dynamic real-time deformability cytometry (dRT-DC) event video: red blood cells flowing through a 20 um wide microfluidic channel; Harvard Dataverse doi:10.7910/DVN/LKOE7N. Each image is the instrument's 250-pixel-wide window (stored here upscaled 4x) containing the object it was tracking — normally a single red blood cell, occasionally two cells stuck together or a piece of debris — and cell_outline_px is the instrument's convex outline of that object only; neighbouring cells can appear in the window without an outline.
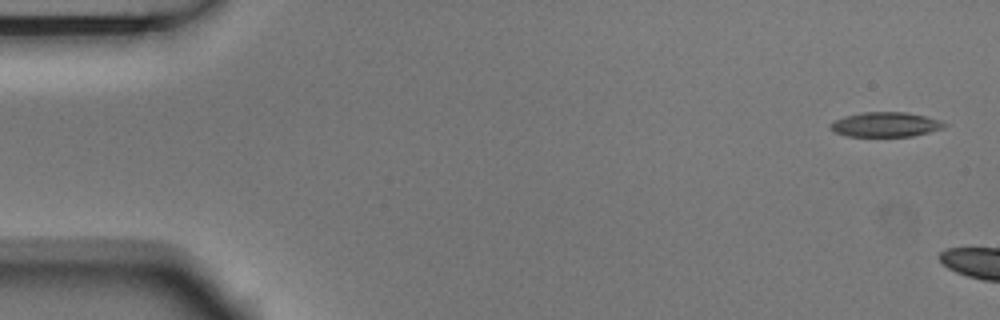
{"species": "Egyptian fruit bat (a non-hibernating species)", "species_latin": "Rousettus aegyptiacus", "temperature_condition": "room temperature", "stored_images_in_passage": 3, "camera_frame_rate_fps": 3000, "um_per_image_px": 0.085, "animal": {"sex": "male"}, "frame": {"image": 1, "passage_image": 1, "time_ms": 0.0, "image_size_px": [1000, 320], "cell_outline_px": [[948, 124], [944, 128], [912, 136], [844, 136], [828, 128], [828, 124], [844, 116], [864, 112], [904, 112], [924, 116], [940, 120]], "centroid_in_image_um": [75.24, 10.58], "position_along_channel_um": 9.8, "area_um2": 16.36}}